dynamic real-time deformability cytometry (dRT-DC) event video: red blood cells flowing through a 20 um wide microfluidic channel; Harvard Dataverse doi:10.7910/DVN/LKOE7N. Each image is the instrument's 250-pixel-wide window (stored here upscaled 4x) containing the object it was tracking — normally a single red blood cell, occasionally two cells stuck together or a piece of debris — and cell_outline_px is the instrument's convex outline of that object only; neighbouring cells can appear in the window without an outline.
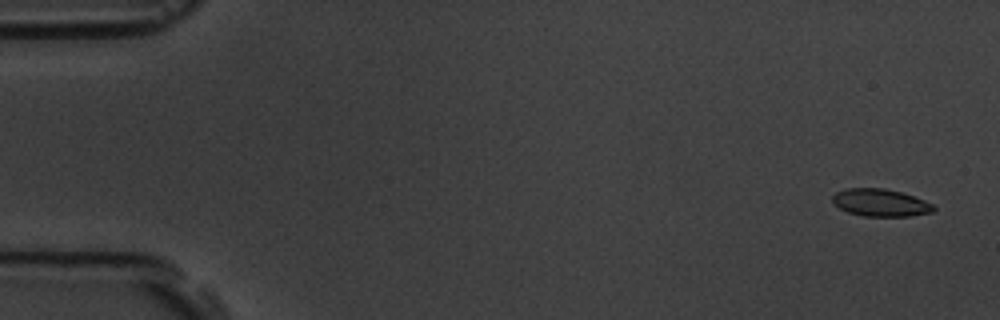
{"species": "common noctule bat (a hibernating species)", "species_latin": "Nyctalus noctula", "temperature_condition": "room temperature", "stored_images_in_passage": 5, "camera_frame_rate_fps": 3000, "um_per_image_px": 0.085, "animal": {"sex": "male", "body_mass_g": 19.5, "forearm_length_mm": 54.6}, "frame": {"image": 1, "passage_image": 1, "time_ms": 0.0, "image_size_px": [1000, 320], "cell_outline_px": [[936, 208], [932, 212], [912, 216], [864, 216], [848, 212], [840, 208], [832, 200], [832, 196], [836, 192], [844, 188], [884, 188], [900, 192], [924, 200], [932, 204]], "centroid_in_image_um": [74.83, 17.22], "position_along_channel_um": 10.2, "area_um2": 16.07}}